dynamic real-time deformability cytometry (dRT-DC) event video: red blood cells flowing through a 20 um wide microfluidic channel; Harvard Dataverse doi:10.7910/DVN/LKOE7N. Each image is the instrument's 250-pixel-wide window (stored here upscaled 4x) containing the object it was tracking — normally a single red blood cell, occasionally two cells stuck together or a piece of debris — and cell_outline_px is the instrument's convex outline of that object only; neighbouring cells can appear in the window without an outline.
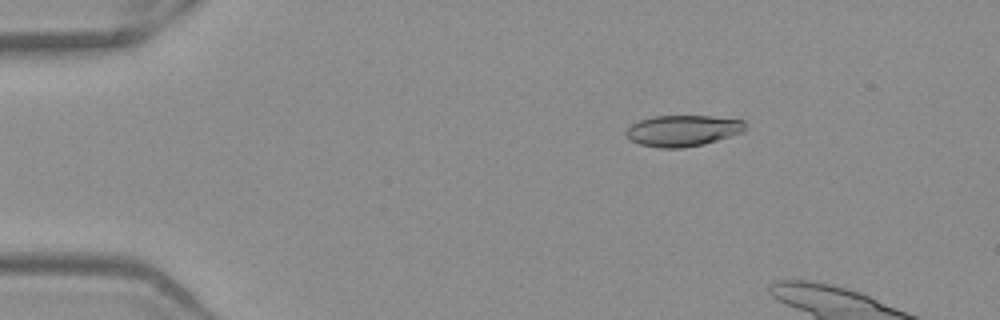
{"species": "Egyptian fruit bat (a non-hibernating species)", "species_latin": "Rousettus aegyptiacus", "temperature_condition": "warm", "stored_images_in_passage": 12, "camera_frame_rate_fps": 3000, "um_per_image_px": 0.085, "frame": {"image": 1, "passage_image": 7, "time_ms": 2.0, "image_size_px": [1000, 320], "cell_outline_px": [[744, 132], [704, 144], [684, 148], [660, 148], [640, 144], [632, 140], [624, 132], [632, 124], [640, 120], [652, 116], [712, 116], [744, 120]], "centroid_in_image_um": [58.04, 11.1], "position_along_channel_um": 27.0, "area_um2": 21.56}}